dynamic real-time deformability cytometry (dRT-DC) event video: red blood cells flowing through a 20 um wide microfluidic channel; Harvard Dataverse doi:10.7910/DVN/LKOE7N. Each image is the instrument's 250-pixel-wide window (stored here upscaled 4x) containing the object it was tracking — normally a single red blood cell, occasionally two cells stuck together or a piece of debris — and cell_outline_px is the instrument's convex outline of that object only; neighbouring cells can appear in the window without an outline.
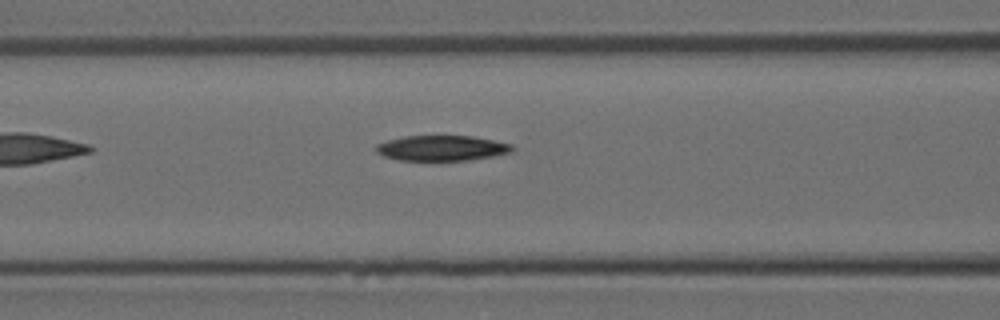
{"species": "Egyptian fruit bat (a non-hibernating species)", "species_latin": "Rousettus aegyptiacus", "temperature_condition": "room temperature", "stored_images_in_passage": 6, "camera_frame_rate_fps": 3000, "um_per_image_px": 0.085, "animal": {"sex": "female"}, "frame": {"image": 1, "passage_image": 6, "time_ms": 1.667, "image_size_px": [1000, 320], "cell_outline_px": [[516, 148], [512, 152], [492, 156], [468, 160], [400, 160], [384, 156], [376, 152], [376, 144], [388, 140], [404, 136], [472, 136], [512, 144]], "centroid_in_image_um": [37.57, 12.58], "position_along_channel_um": 129.0, "area_um2": 20.0}}